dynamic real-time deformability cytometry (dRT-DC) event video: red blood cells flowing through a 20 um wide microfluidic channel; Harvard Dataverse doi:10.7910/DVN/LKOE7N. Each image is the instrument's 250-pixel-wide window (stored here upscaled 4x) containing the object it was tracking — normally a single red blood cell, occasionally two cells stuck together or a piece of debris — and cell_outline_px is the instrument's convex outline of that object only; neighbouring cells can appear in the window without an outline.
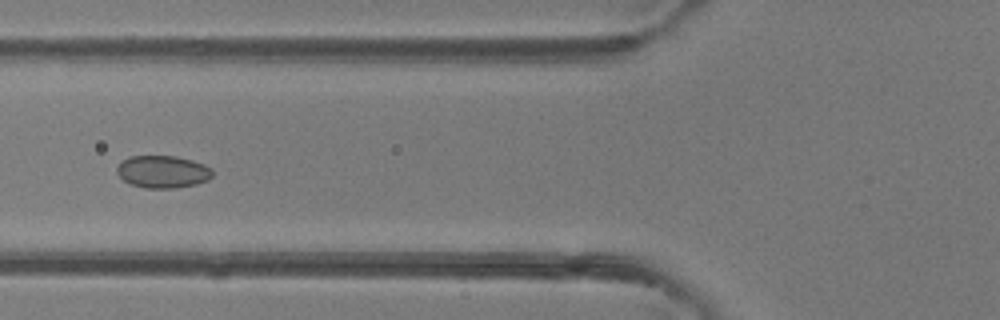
{"species": "common noctule bat (a hibernating species)", "species_latin": "Nyctalus noctula", "temperature_condition": "room temperature", "stored_images_in_passage": 36, "camera_frame_rate_fps": 3000, "um_per_image_px": 0.085, "animal": {"sex": "female"}, "frame": {"image": 1, "passage_image": 7, "time_ms": 2.0, "image_size_px": [1000, 320], "cell_outline_px": [[212, 176], [208, 180], [196, 184], [172, 188], [144, 188], [132, 184], [124, 180], [116, 172], [116, 168], [128, 156], [176, 156], [192, 160], [204, 164], [212, 168]], "centroid_in_image_um": [13.85, 14.59], "position_along_channel_um": 112.0, "area_um2": 17.98}}
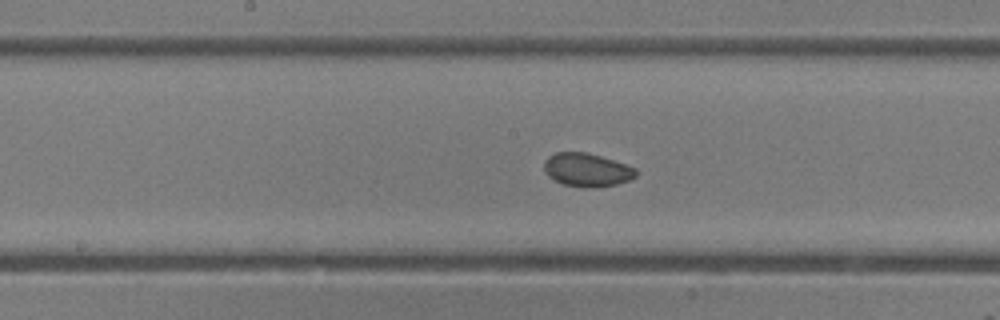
{"frame": {"image": 2, "passage_image": 13, "time_ms": 4.0, "image_size_px": [1000, 320], "cell_outline_px": [[636, 176], [628, 180], [616, 184], [588, 188], [584, 188], [564, 184], [548, 176], [544, 172], [544, 160], [548, 156], [556, 152], [584, 152], [600, 156], [636, 168]], "centroid_in_image_um": [49.85, 14.43], "position_along_channel_um": 198.4, "area_um2": 17.69}}
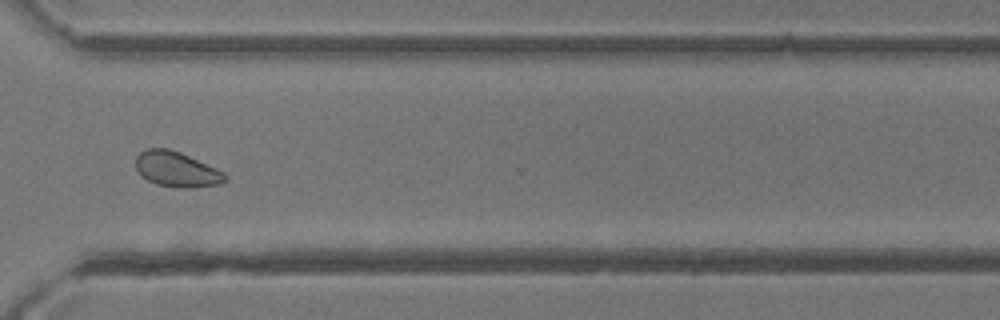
{"frame": {"image": 3, "passage_image": 24, "time_ms": 7.667, "image_size_px": [1000, 320], "cell_outline_px": [[228, 180], [220, 184], [192, 188], [180, 188], [156, 184], [140, 176], [136, 168], [136, 156], [140, 152], [148, 148], [168, 148], [180, 152], [216, 168], [224, 172], [228, 176]], "centroid_in_image_um": [15.02, 14.4], "position_along_channel_um": 355.6, "area_um2": 18.5}, "authors_computed_cell_mechanics": {"area_um2": 18.1781, "velocity_mm_per_s": 4.2982, "shape_relaxation_time_tau1_ms": null, "shape_relaxation_time_tau2_ms": 3.9822, "deformation_change_tau1": null, "deformation_change_tau2": 0.0574}}